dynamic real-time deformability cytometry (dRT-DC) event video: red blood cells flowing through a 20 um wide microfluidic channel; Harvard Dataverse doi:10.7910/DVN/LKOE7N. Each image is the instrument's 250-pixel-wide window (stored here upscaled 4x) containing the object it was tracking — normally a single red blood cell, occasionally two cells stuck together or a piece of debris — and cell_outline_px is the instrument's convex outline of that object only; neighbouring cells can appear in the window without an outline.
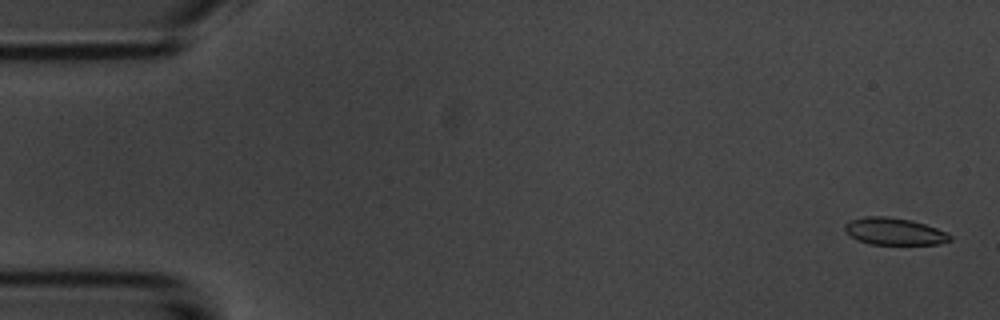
{"species": "common noctule bat (a hibernating species)", "species_latin": "Nyctalus noctula", "temperature_condition": "room temperature", "stored_images_in_passage": 6, "segment_of_instrument_passage": [1, 2], "camera_frame_rate_fps": 3000, "um_per_image_px": 0.085, "animal": {"sex": "male", "body_mass_g": 20.1, "forearm_length_mm": 53.5}, "frame": {"image": 1, "passage_image": 1, "time_ms": 0.0, "image_size_px": [1000, 320], "cell_outline_px": [[952, 240], [940, 244], [868, 244], [856, 240], [844, 232], [844, 224], [852, 220], [864, 216], [888, 216], [912, 220], [936, 228], [952, 236]], "centroid_in_image_um": [75.97, 19.67], "position_along_channel_um": 9.0, "area_um2": 16.7}}
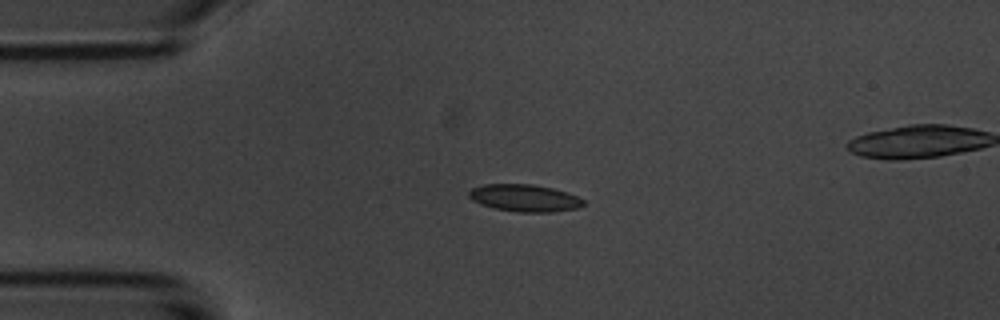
{"frame": {"image": 2, "passage_image": 4, "time_ms": 3.667, "image_size_px": [1000, 320], "cell_outline_px": [[584, 204], [576, 208], [552, 212], [520, 212], [496, 208], [472, 200], [468, 196], [468, 192], [472, 188], [484, 184], [532, 184], [552, 188], [568, 192], [584, 200]], "centroid_in_image_um": [44.6, 16.82], "position_along_channel_um": 40.4, "area_um2": 17.92}}